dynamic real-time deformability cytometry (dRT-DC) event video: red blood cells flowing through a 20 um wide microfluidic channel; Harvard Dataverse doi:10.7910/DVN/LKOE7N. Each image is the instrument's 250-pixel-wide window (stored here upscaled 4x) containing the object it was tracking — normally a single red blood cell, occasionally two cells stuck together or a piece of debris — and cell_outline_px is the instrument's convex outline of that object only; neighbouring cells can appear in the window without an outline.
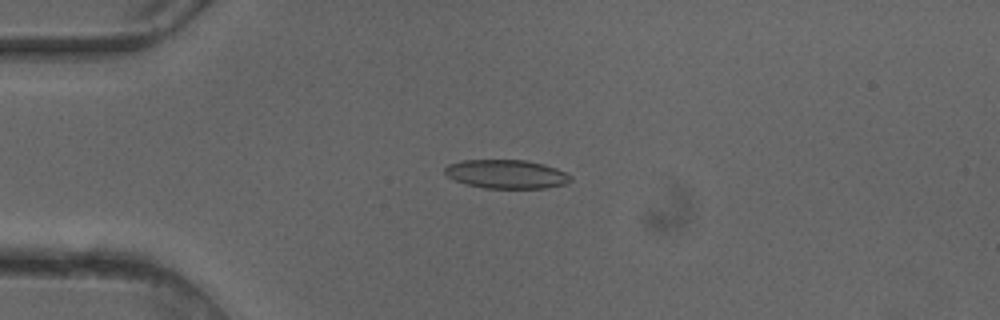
{"species": "common noctule bat (a hibernating species)", "species_latin": "Nyctalus noctula", "temperature_condition": "cold", "stored_images_in_passage": 51, "camera_frame_rate_fps": 3000, "um_per_image_px": 0.085, "animal": {"sex": "female"}, "frame": {"image": 1, "passage_image": 13, "time_ms": 4.0, "image_size_px": [1000, 320], "cell_outline_px": [[572, 180], [568, 184], [544, 188], [484, 188], [468, 184], [456, 180], [448, 176], [444, 172], [444, 168], [448, 164], [460, 160], [528, 160], [544, 164], [556, 168], [572, 176]], "centroid_in_image_um": [43.07, 14.79], "position_along_channel_um": 41.9, "area_um2": 21.15}}
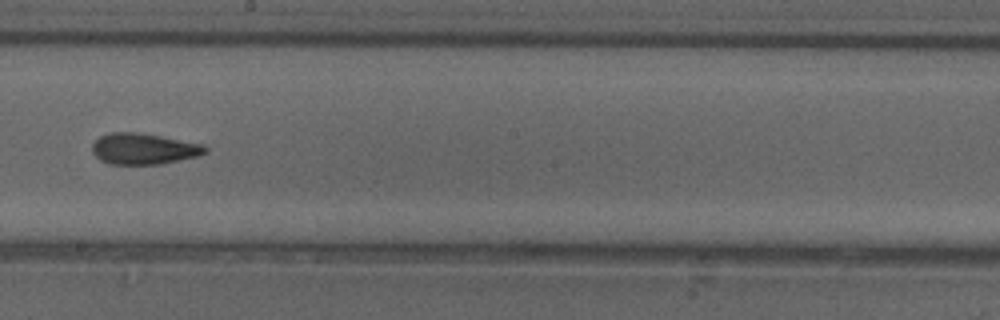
{"frame": {"image": 2, "passage_image": 29, "time_ms": 9.333, "image_size_px": [1000, 320], "cell_outline_px": [[208, 152], [200, 156], [160, 164], [108, 164], [100, 160], [92, 152], [92, 144], [100, 136], [108, 132], [136, 132], [160, 136], [204, 144], [208, 148]], "centroid_in_image_um": [12.23, 12.65], "position_along_channel_um": 236.0, "area_um2": 20.63}}
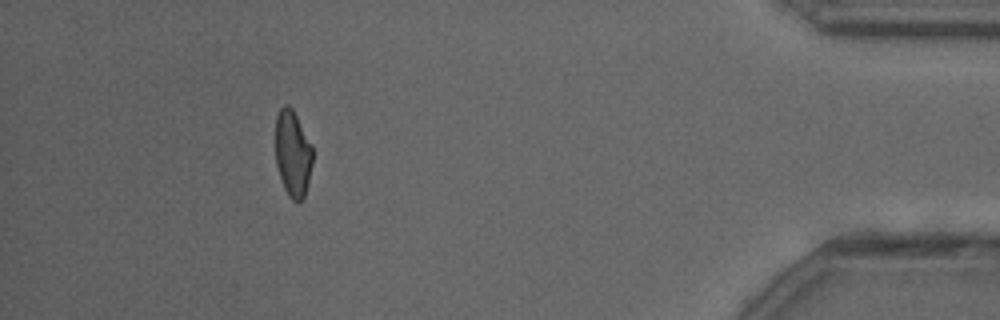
{"frame": {"image": 3, "passage_image": 46, "time_ms": 15.0, "image_size_px": [1000, 320], "cell_outline_px": [[312, 164], [304, 200], [300, 204], [292, 200], [288, 196], [284, 188], [276, 164], [276, 116], [280, 108], [284, 104], [288, 104], [292, 108], [312, 144]], "centroid_in_image_um": [24.89, 13.08], "position_along_channel_um": 410.3, "area_um2": 18.9}, "authors_computed_cell_mechanics": {"area_um2": 20.5768, "velocity_mm_per_s": 4.1189, "shape_relaxation_time_tau1_ms": 11.2474, "shape_relaxation_time_tau2_ms": 2.3793, "deformation_change_tau1": 0.2263, "deformation_change_tau2": 0.0898}}